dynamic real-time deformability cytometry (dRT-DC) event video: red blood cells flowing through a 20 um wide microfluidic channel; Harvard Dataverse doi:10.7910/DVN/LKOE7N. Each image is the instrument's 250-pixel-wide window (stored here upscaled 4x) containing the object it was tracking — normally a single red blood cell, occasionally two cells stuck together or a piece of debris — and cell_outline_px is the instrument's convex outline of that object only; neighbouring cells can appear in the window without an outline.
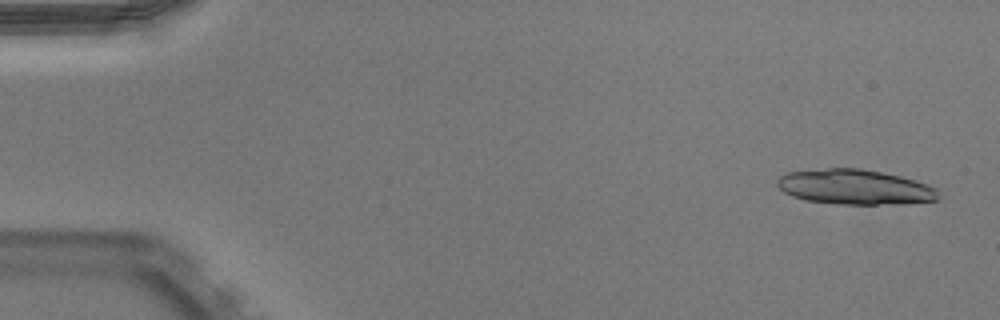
{"species": "Egyptian fruit bat (a non-hibernating species)", "species_latin": "Rousettus aegyptiacus", "temperature_condition": "warm", "stored_images_in_passage": 42, "camera_frame_rate_fps": 3000, "um_per_image_px": 0.085, "animal": {"sex": "male"}, "frame": {"image": 1, "passage_image": 2, "time_ms": 0.333, "image_size_px": [1000, 320], "cell_outline_px": [[936, 200], [876, 204], [836, 204], [804, 200], [792, 196], [784, 192], [776, 184], [776, 180], [780, 176], [788, 172], [828, 168], [860, 168], [900, 176], [936, 188]], "centroid_in_image_um": [72.54, 15.88], "position_along_channel_um": 12.5, "area_um2": 32.25}}
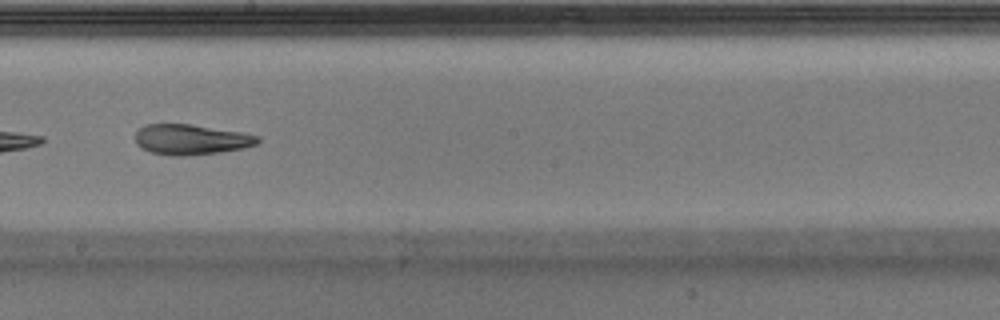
{"frame": {"image": 2, "passage_image": 29, "time_ms": 9.333, "image_size_px": [1000, 320], "cell_outline_px": [[260, 140], [256, 144], [244, 148], [220, 152], [188, 156], [168, 156], [152, 152], [136, 144], [136, 132], [144, 124], [192, 124], [240, 132], [260, 136]], "centroid_in_image_um": [16.24, 11.86], "position_along_channel_um": 232.0, "area_um2": 21.68}, "authors_computed_cell_mechanics": {"area_um2": 23.6113, "velocity_mm_per_s": 3.9723, "shape_relaxation_time_tau1_ms": null, "shape_relaxation_time_tau2_ms": 4.9637, "deformation_change_tau1": null, "deformation_change_tau2": 0.1463}}